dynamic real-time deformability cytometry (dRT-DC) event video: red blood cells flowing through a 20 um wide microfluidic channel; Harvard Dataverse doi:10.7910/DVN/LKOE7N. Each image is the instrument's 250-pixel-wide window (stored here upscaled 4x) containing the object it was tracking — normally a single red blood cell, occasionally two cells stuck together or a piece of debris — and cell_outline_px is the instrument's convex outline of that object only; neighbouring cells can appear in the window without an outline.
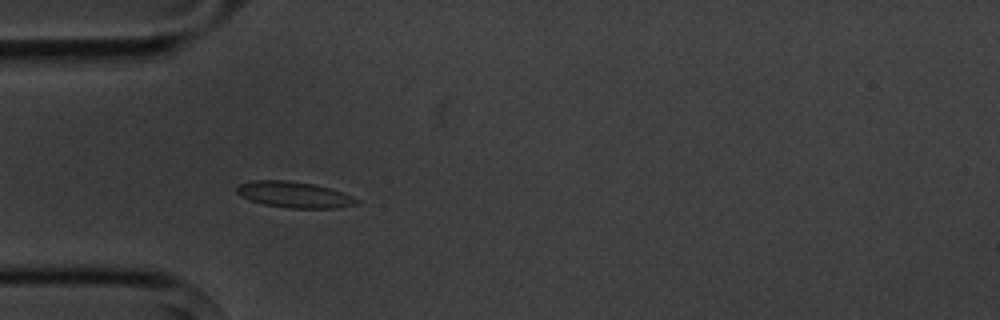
{"species": "common noctule bat (a hibernating species)", "species_latin": "Nyctalus noctula", "temperature_condition": "cold", "stored_images_in_passage": 5, "camera_frame_rate_fps": 3000, "um_per_image_px": 0.085, "animal": {"sex": "male", "body_mass_g": 20.1, "forearm_length_mm": 53.5}, "frame": {"image": 1, "passage_image": 3, "time_ms": 3.333, "image_size_px": [1000, 320], "cell_outline_px": [[360, 200], [356, 204], [336, 208], [288, 208], [264, 204], [240, 196], [236, 192], [236, 188], [240, 184], [252, 180], [288, 180], [312, 184], [328, 188], [352, 196]], "centroid_in_image_um": [24.98, 16.54], "position_along_channel_um": 60.0, "area_um2": 17.98}}
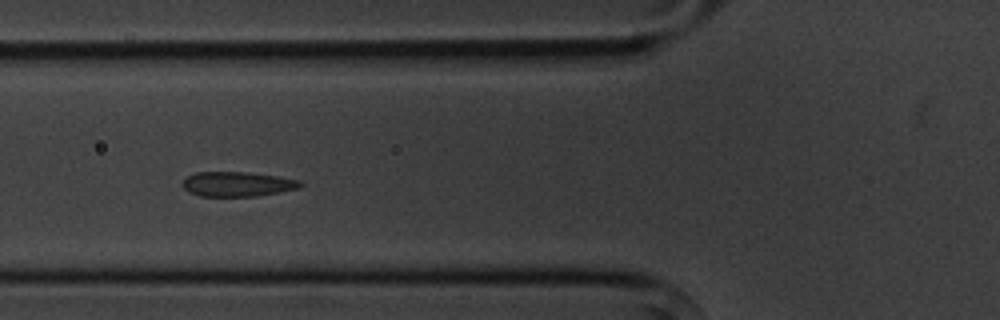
{"frame": {"image": 2, "passage_image": 4, "time_ms": 4.667, "image_size_px": [1000, 320], "cell_outline_px": [[304, 184], [300, 188], [280, 192], [256, 196], [200, 196], [188, 192], [180, 184], [188, 176], [196, 172], [248, 172], [280, 176], [300, 180]], "centroid_in_image_um": [20.2, 15.64], "position_along_channel_um": 105.6, "area_um2": 17.17}}